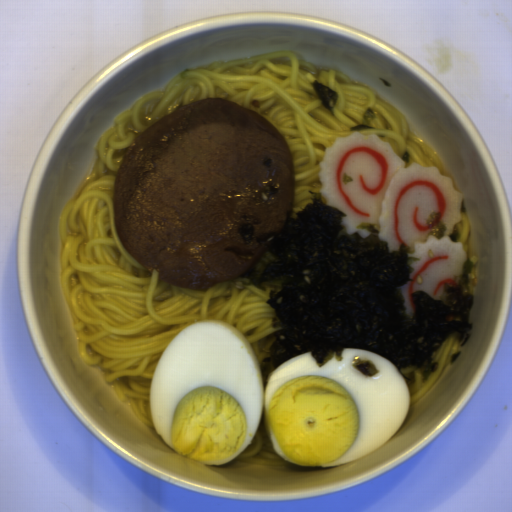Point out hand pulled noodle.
<instances>
[{
  "label": "hand pulled noodle",
  "mask_w": 512,
  "mask_h": 512,
  "mask_svg": "<svg viewBox=\"0 0 512 512\" xmlns=\"http://www.w3.org/2000/svg\"><path fill=\"white\" fill-rule=\"evenodd\" d=\"M224 98L255 111L276 126L287 142L296 180L289 219H297L308 191L320 194L319 164L336 137L353 132L378 134L405 168L413 162L444 165L436 150L411 132L404 113L383 101L368 86L357 85L334 68L318 70L290 51H275L206 68L176 73L162 91H151L130 109L113 116L100 134L97 158L89 176L60 212L61 291L70 309L80 359L105 372V383L147 427L154 428L150 406L152 376L173 337L202 321L226 322L240 330L255 352L264 382L276 369L270 346L276 341L267 304L280 280L219 282L194 291L160 280L121 242L112 202L121 161L133 141L173 110L201 99Z\"/></svg>",
  "instance_id": "obj_1"
},
{
  "label": "hand pulled noodle",
  "mask_w": 512,
  "mask_h": 512,
  "mask_svg": "<svg viewBox=\"0 0 512 512\" xmlns=\"http://www.w3.org/2000/svg\"><path fill=\"white\" fill-rule=\"evenodd\" d=\"M321 200H322V202H324L326 204V200L322 195H321Z\"/></svg>",
  "instance_id": "obj_5"
},
{
  "label": "hand pulled noodle",
  "mask_w": 512,
  "mask_h": 512,
  "mask_svg": "<svg viewBox=\"0 0 512 512\" xmlns=\"http://www.w3.org/2000/svg\"><path fill=\"white\" fill-rule=\"evenodd\" d=\"M461 221L454 225V232L448 235L450 241L461 242L463 250L469 256V238L472 230L471 221L466 210L461 206Z\"/></svg>",
  "instance_id": "obj_4"
},
{
  "label": "hand pulled noodle",
  "mask_w": 512,
  "mask_h": 512,
  "mask_svg": "<svg viewBox=\"0 0 512 512\" xmlns=\"http://www.w3.org/2000/svg\"><path fill=\"white\" fill-rule=\"evenodd\" d=\"M232 460L273 467H285L295 463L275 454L264 425L263 409L255 434L249 445Z\"/></svg>",
  "instance_id": "obj_3"
},
{
  "label": "hand pulled noodle",
  "mask_w": 512,
  "mask_h": 512,
  "mask_svg": "<svg viewBox=\"0 0 512 512\" xmlns=\"http://www.w3.org/2000/svg\"><path fill=\"white\" fill-rule=\"evenodd\" d=\"M463 338L460 333L451 332L441 343L438 350L433 352L432 362L438 363L425 383L423 382V374L418 367L400 368L399 371L407 384L411 404L420 401L440 380L445 367L456 357L458 346Z\"/></svg>",
  "instance_id": "obj_2"
}]
</instances>
